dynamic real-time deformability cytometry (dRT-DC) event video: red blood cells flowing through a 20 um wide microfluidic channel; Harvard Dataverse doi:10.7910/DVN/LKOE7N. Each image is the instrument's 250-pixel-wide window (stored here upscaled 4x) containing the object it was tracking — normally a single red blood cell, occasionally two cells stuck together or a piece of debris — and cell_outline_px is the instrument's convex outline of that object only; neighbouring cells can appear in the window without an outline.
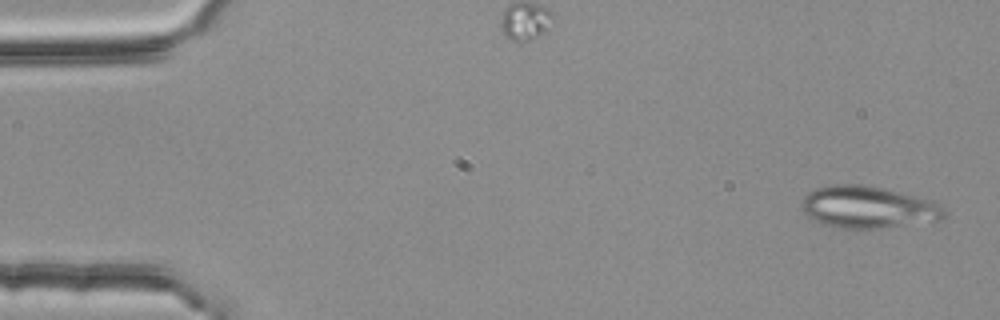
{"species": "common noctule bat (a hibernating species)", "species_latin": "Nyctalus noctula", "temperature_condition": "room temperature", "stored_images_in_passage": 53, "segment_of_instrument_passage": [1, 2], "camera_frame_rate_fps": 3000, "um_per_image_px": 0.085, "animal": {"sex": "female", "body_mass_g": 25.1}, "frame": {"image": 1, "passage_image": 2, "time_ms": 0.333, "image_size_px": [1000, 320], "cell_outline_px": [[944, 216], [940, 220], [880, 228], [840, 228], [824, 224], [808, 216], [800, 208], [804, 196], [808, 192], [816, 188], [836, 184], [864, 184], [884, 188], [932, 200], [944, 208]], "centroid_in_image_um": [73.77, 17.6], "position_along_channel_um": 11.2, "area_um2": 34.74}}